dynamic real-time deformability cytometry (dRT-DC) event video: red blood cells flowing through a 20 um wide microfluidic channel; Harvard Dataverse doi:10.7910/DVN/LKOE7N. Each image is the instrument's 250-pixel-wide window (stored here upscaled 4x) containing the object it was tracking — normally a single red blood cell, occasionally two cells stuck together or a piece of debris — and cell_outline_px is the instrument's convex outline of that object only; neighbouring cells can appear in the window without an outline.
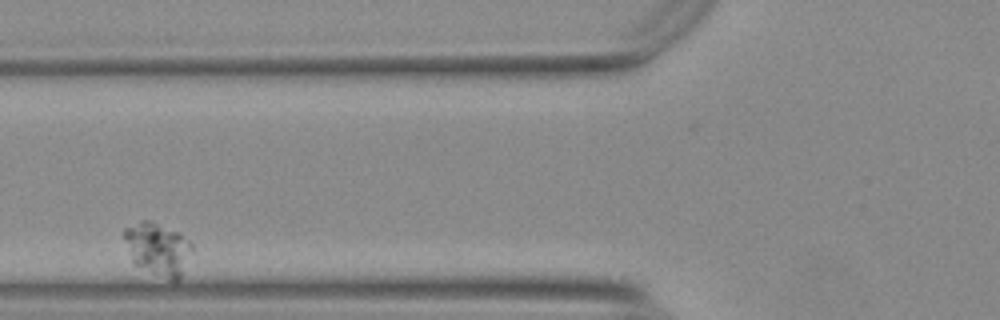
{"species": "Egyptian fruit bat (a non-hibernating species)", "species_latin": "Rousettus aegyptiacus", "temperature_condition": "warm", "stored_images_in_passage": 10, "camera_frame_rate_fps": 3000, "um_per_image_px": 0.085, "animal": {"sex": "female"}, "frame": {"image": 1, "passage_image": 2, "time_ms": 0.333, "image_size_px": [1000, 320], "cell_outline_px": [[192, 248], [180, 280], [172, 280], [136, 264], [132, 260], [124, 236], [124, 228], [140, 220], [152, 220], [180, 232], [192, 244]], "centroid_in_image_um": [13.44, 21.1], "position_along_channel_um": 112.4, "area_um2": 20.4}}
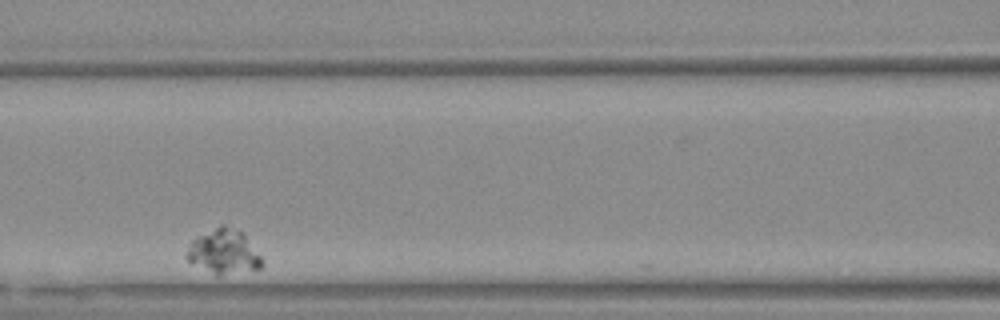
{"frame": {"image": 2, "passage_image": 6, "time_ms": 1.667, "image_size_px": [1000, 320], "cell_outline_px": [[264, 264], [260, 268], [220, 276], [216, 276], [188, 260], [184, 256], [188, 244], [196, 236], [220, 224], [224, 224], [244, 232], [264, 260]], "centroid_in_image_um": [19.02, 21.38], "position_along_channel_um": 147.6, "area_um2": 20.0}}